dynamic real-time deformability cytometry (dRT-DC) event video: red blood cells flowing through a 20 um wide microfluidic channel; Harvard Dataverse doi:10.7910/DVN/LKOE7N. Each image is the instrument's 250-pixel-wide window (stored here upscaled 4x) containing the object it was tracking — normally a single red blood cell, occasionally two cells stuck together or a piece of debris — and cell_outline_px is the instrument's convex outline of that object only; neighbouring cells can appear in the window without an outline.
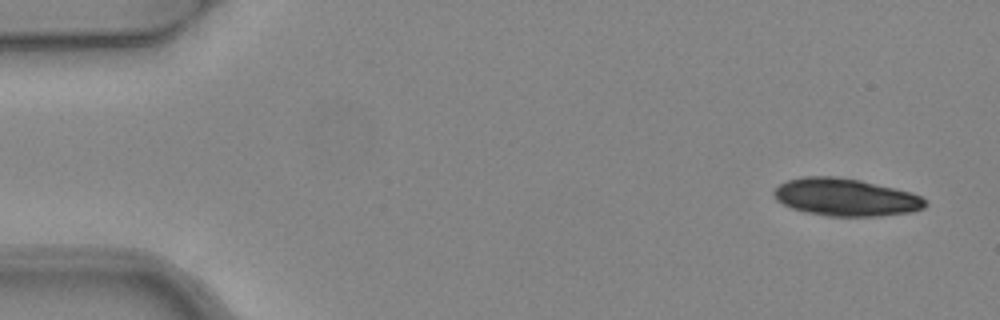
{"species": "common noctule bat (a hibernating species)", "species_latin": "Nyctalus noctula", "temperature_condition": "warm", "stored_images_in_passage": 2, "segment_of_instrument_passage": [2, 2], "camera_frame_rate_fps": 3000, "um_per_image_px": 0.085, "animal": {"sex": "female", "body_mass_g": 24.6, "forearm_length_mm": 56.2}, "frame": {"image": 1, "passage_image": 2, "time_ms": 0.333, "image_size_px": [1000, 320], "cell_outline_px": [[928, 204], [924, 208], [912, 212], [880, 216], [828, 216], [804, 212], [792, 208], [776, 200], [772, 192], [780, 184], [788, 180], [804, 176], [832, 176], [860, 180], [912, 192], [920, 196]], "centroid_in_image_um": [71.88, 16.77], "position_along_channel_um": 13.1, "area_um2": 33.12}}